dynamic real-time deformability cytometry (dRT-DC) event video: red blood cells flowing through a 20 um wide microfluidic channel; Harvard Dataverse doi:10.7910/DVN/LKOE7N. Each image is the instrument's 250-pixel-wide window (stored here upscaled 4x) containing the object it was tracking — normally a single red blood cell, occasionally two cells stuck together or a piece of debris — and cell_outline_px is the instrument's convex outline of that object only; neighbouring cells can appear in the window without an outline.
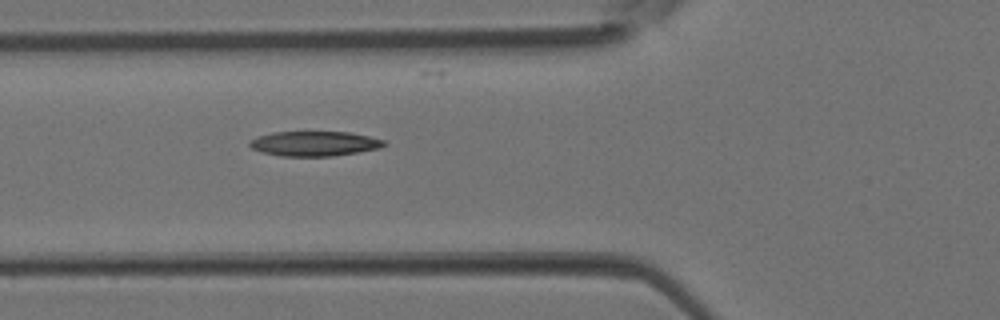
{"species": "Egyptian fruit bat (a non-hibernating species)", "species_latin": "Rousettus aegyptiacus", "temperature_condition": "room temperature", "stored_images_in_passage": 4, "camera_frame_rate_fps": 3000, "um_per_image_px": 0.085, "animal": {"sex": "female"}, "frame": {"image": 1, "passage_image": 4, "time_ms": 1.0, "image_size_px": [1000, 320], "cell_outline_px": [[388, 144], [380, 148], [332, 156], [280, 156], [260, 152], [252, 148], [248, 144], [252, 140], [260, 136], [272, 132], [348, 132], [368, 136], [384, 140]], "centroid_in_image_um": [26.73, 12.21], "position_along_channel_um": 99.1, "area_um2": 19.31}}